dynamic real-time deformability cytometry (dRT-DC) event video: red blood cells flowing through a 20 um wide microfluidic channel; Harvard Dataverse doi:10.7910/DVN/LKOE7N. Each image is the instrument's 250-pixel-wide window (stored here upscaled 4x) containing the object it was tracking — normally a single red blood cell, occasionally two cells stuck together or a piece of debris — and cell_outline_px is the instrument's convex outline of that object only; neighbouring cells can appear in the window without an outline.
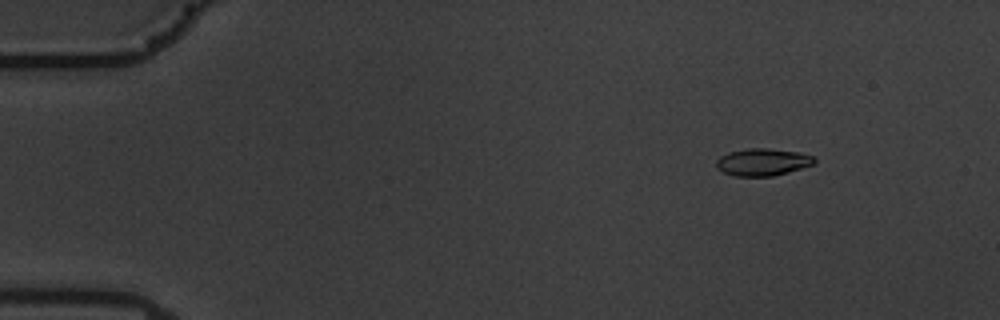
{"species": "common noctule bat (a hibernating species)", "species_latin": "Nyctalus noctula", "temperature_condition": "warm", "stored_images_in_passage": 55, "camera_frame_rate_fps": 3000, "um_per_image_px": 0.085, "animal": {"sex": "male", "body_mass_g": 19.5, "forearm_length_mm": 54.6}, "frame": {"image": 1, "passage_image": 4, "time_ms": 1.0, "image_size_px": [1000, 320], "cell_outline_px": [[816, 160], [812, 164], [788, 172], [772, 176], [732, 176], [716, 168], [716, 160], [720, 156], [728, 152], [748, 148], [768, 148], [800, 152], [812, 156]], "centroid_in_image_um": [64.78, 13.77], "position_along_channel_um": 20.2, "area_um2": 15.55}}
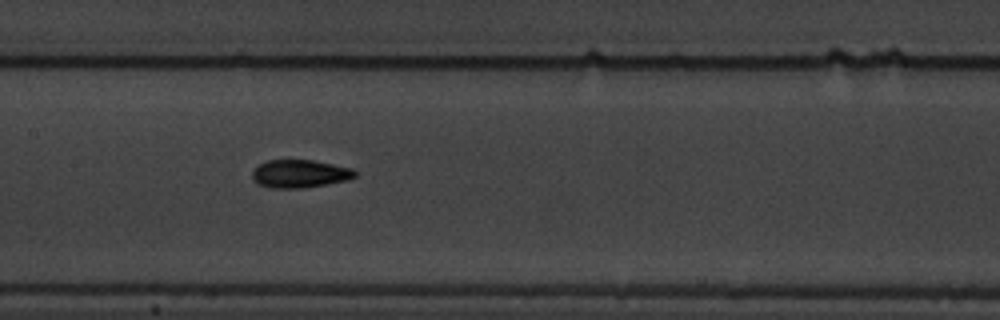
{"frame": {"image": 2, "passage_image": 26, "time_ms": 8.333, "image_size_px": [1000, 320], "cell_outline_px": [[356, 176], [348, 180], [304, 188], [272, 188], [256, 184], [252, 180], [252, 172], [260, 164], [268, 160], [312, 160], [352, 168], [356, 172]], "centroid_in_image_um": [25.47, 14.78], "position_along_channel_um": 181.9, "area_um2": 16.76}}
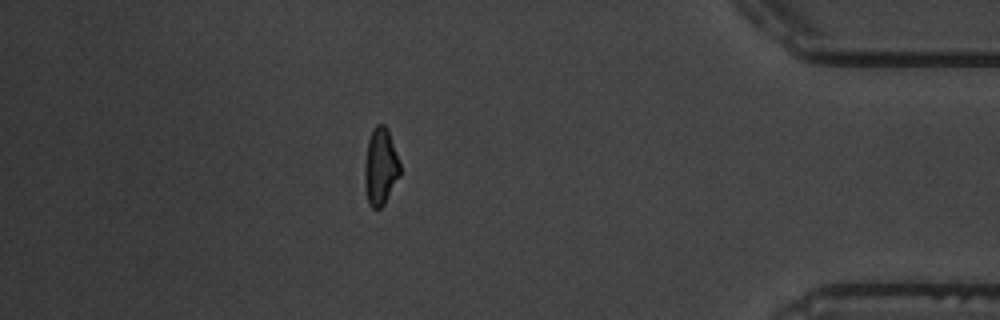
{"frame": {"image": 3, "passage_image": 48, "time_ms": 15.667, "image_size_px": [1000, 320], "cell_outline_px": [[400, 176], [384, 204], [380, 208], [372, 208], [368, 204], [364, 184], [364, 164], [368, 140], [372, 128], [376, 124], [384, 124], [388, 128], [400, 164]], "centroid_in_image_um": [32.33, 14.15], "position_along_channel_um": 402.9, "area_um2": 16.13}, "authors_computed_cell_mechanics": {"area_um2": 16.0106, "velocity_mm_per_s": 3.5253, "shape_relaxation_time_tau1_ms": 3.495, "shape_relaxation_time_tau2_ms": 2.7527, "deformation_change_tau1": 0.1638, "deformation_change_tau2": 0.0914}}